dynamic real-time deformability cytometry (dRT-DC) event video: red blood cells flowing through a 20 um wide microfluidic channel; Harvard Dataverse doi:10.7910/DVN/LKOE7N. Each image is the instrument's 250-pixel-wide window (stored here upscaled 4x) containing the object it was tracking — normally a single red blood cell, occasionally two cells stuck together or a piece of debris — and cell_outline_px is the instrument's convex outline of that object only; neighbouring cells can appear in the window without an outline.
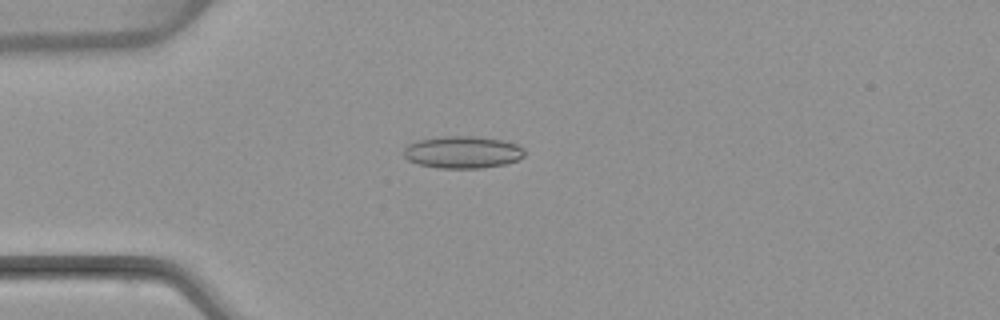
{"species": "common noctule bat (a hibernating species)", "species_latin": "Nyctalus noctula", "temperature_condition": "warm", "stored_images_in_passage": 5, "camera_frame_rate_fps": 3000, "um_per_image_px": 0.085, "animal": {"sex": "female", "body_mass_g": 22.7, "forearm_length_mm": 54.2}, "frame": {"image": 1, "passage_image": 4, "time_ms": 3.667, "image_size_px": [1000, 320], "cell_outline_px": [[524, 156], [516, 160], [504, 164], [480, 168], [436, 168], [420, 164], [408, 160], [404, 156], [404, 148], [408, 144], [416, 140], [448, 136], [476, 136], [500, 140], [516, 144], [524, 148]], "centroid_in_image_um": [39.3, 12.93], "position_along_channel_um": 45.7, "area_um2": 22.54}}